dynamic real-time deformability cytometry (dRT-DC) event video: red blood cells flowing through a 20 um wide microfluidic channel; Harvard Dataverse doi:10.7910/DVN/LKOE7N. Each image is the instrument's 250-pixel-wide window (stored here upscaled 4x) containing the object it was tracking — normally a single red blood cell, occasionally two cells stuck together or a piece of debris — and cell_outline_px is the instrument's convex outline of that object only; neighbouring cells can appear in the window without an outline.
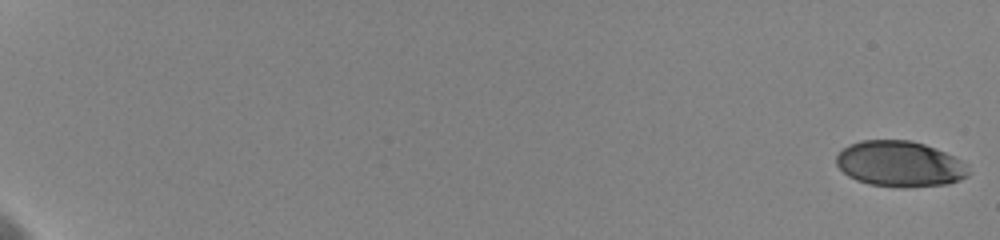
{"species": "human", "species_latin": "Homo sapiens", "temperature_condition": "cold", "stored_images_in_passage": 73, "camera_frame_rate_fps": 3000, "um_per_image_px": 0.085, "donor": {"sex": "female"}, "frame": {"image": 1, "passage_image": 1, "time_ms": 0.0, "image_size_px": [1000, 240], "cell_outline_px": [[972, 172], [968, 176], [960, 180], [948, 184], [868, 184], [856, 180], [848, 176], [836, 164], [836, 156], [848, 144], [860, 140], [912, 140], [936, 148], [968, 164]], "centroid_in_image_um": [76.49, 13.88], "position_along_channel_um": 8.5, "area_um2": 34.45}}
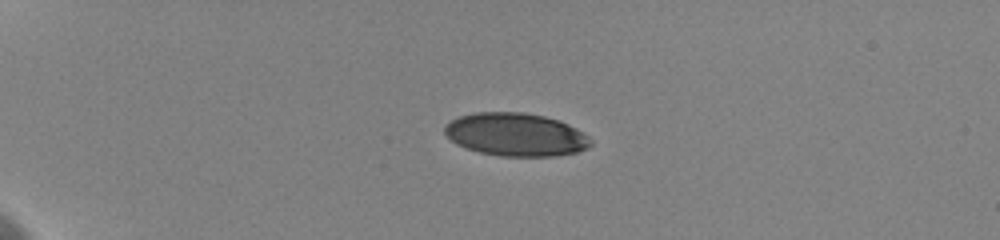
{"frame": {"image": 2, "passage_image": 21, "time_ms": 5.333, "image_size_px": [1000, 240], "cell_outline_px": [[592, 144], [588, 148], [576, 152], [556, 156], [500, 156], [480, 152], [456, 144], [444, 132], [444, 128], [452, 120], [460, 116], [472, 112], [524, 112], [544, 116], [560, 120], [584, 132], [592, 140]], "centroid_in_image_um": [43.88, 11.43], "position_along_channel_um": 41.1, "area_um2": 36.7}}